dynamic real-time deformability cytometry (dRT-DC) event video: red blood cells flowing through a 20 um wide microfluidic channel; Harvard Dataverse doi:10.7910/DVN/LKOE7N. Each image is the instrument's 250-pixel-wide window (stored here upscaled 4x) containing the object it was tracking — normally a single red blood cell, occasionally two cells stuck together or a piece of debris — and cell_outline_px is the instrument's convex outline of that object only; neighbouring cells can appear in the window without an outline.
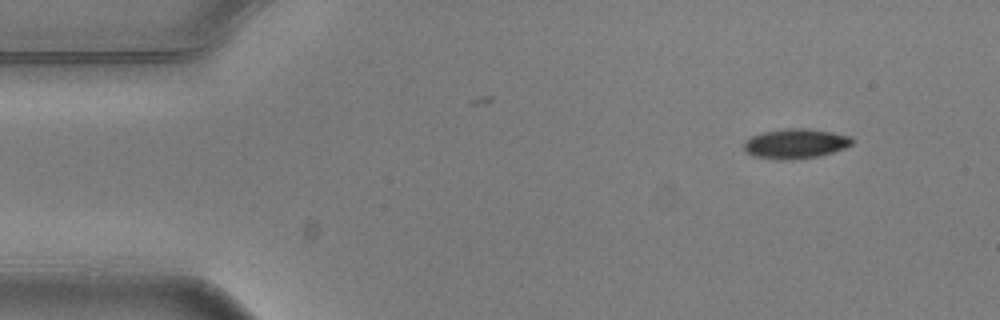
{"species": "common noctule bat (a hibernating species)", "species_latin": "Nyctalus noctula", "temperature_condition": "warm", "stored_images_in_passage": 3, "camera_frame_rate_fps": 3000, "um_per_image_px": 0.085, "animal": {"sex": "male", "body_mass_g": 20.5, "forearm_length_mm": 52.5}, "frame": {"image": 1, "passage_image": 1, "time_ms": 0.0, "image_size_px": [1000, 320], "cell_outline_px": [[852, 144], [844, 148], [832, 152], [816, 156], [792, 160], [780, 160], [752, 156], [744, 152], [744, 140], [760, 132], [784, 128], [808, 128], [832, 132], [852, 136]], "centroid_in_image_um": [67.56, 12.2], "position_along_channel_um": 17.4, "area_um2": 19.02}}